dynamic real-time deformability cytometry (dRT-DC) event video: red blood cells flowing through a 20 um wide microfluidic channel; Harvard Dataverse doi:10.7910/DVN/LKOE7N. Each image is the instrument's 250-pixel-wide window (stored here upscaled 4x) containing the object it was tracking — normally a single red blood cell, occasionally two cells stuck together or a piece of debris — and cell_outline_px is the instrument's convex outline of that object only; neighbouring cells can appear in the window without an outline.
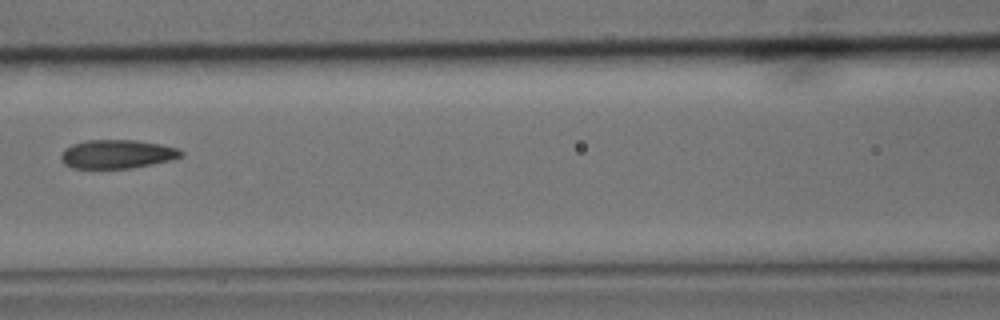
{"species": "common noctule bat (a hibernating species)", "species_latin": "Nyctalus noctula", "temperature_condition": "cold", "stored_images_in_passage": 12, "camera_frame_rate_fps": 3000, "um_per_image_px": 0.085, "animal": {"sex": "male", "body_mass_g": 15.6}, "frame": {"image": 1, "passage_image": 4, "time_ms": 1.0, "image_size_px": [1000, 320], "cell_outline_px": [[184, 156], [172, 160], [132, 168], [72, 168], [64, 164], [60, 160], [60, 156], [64, 148], [72, 144], [84, 140], [136, 140], [160, 144], [180, 148], [184, 152]], "centroid_in_image_um": [9.97, 13.09], "position_along_channel_um": 156.6, "area_um2": 20.4}}
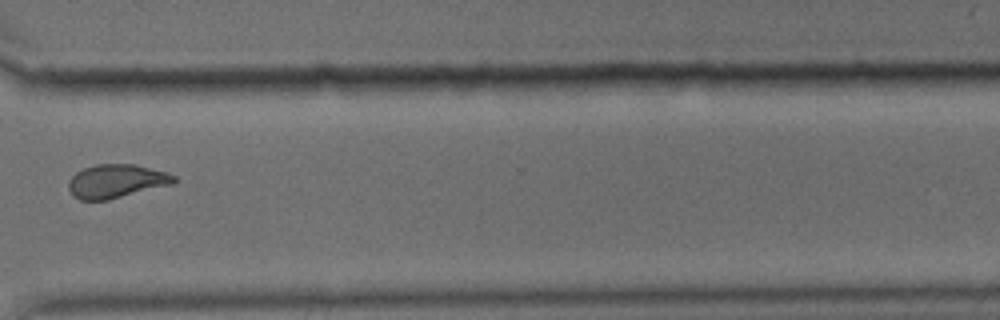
{"frame": {"image": 2, "passage_image": 9, "time_ms": 2.667, "image_size_px": [1000, 320], "cell_outline_px": [[176, 180], [172, 184], [108, 200], [80, 200], [72, 196], [68, 188], [68, 180], [76, 172], [84, 168], [96, 164], [136, 164], [168, 172], [176, 176]], "centroid_in_image_um": [9.87, 15.39], "position_along_channel_um": 360.7, "area_um2": 20.81}}
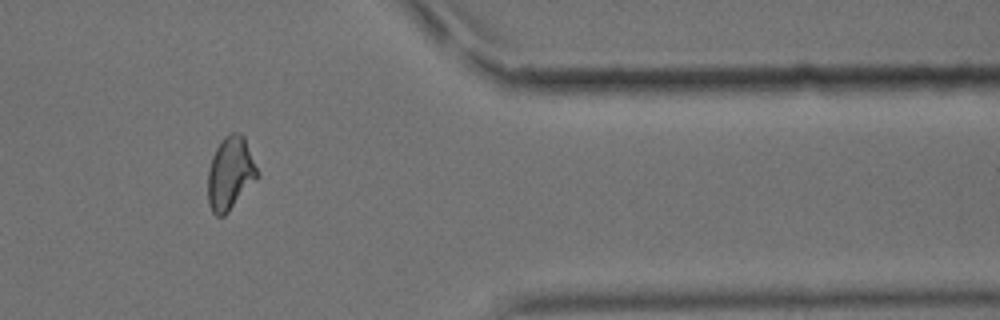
{"frame": {"image": 3, "passage_image": 10, "time_ms": 3.0, "image_size_px": [1000, 320], "cell_outline_px": [[260, 176], [228, 212], [224, 216], [216, 216], [212, 212], [208, 204], [208, 168], [212, 156], [220, 140], [228, 132], [240, 132], [244, 136], [260, 172]], "centroid_in_image_um": [19.59, 14.71], "position_along_channel_um": 391.8, "area_um2": 21.5}}